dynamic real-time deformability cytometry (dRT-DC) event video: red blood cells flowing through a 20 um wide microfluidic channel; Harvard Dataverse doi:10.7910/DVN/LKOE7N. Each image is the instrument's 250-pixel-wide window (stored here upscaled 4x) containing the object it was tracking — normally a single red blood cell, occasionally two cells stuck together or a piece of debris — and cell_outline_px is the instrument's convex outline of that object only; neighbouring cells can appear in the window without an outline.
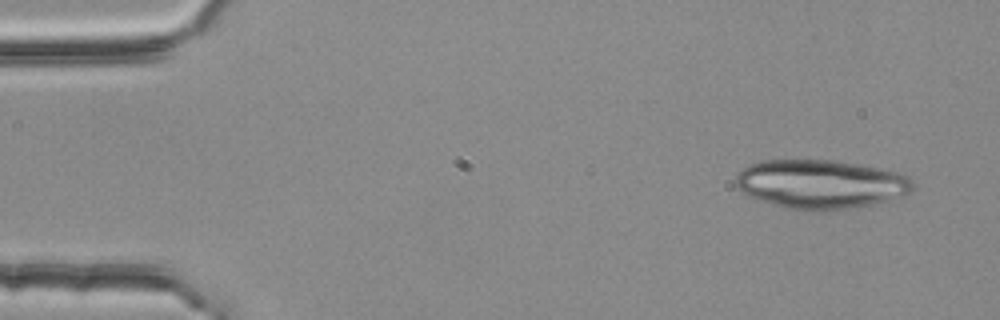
{"species": "common noctule bat (a hibernating species)", "species_latin": "Nyctalus noctula", "temperature_condition": "room temperature", "stored_images_in_passage": 3, "camera_frame_rate_fps": 3000, "um_per_image_px": 0.085, "animal": {"sex": "female", "body_mass_g": 25.1}, "frame": {"image": 1, "passage_image": 1, "time_ms": 0.0, "image_size_px": [1000, 320], "cell_outline_px": [[912, 192], [904, 196], [888, 200], [852, 208], [792, 208], [776, 204], [748, 196], [740, 192], [736, 188], [736, 176], [748, 164], [760, 160], [836, 160], [896, 172], [908, 176], [912, 180]], "centroid_in_image_um": [69.74, 15.61], "position_along_channel_um": 15.3, "area_um2": 49.48}}